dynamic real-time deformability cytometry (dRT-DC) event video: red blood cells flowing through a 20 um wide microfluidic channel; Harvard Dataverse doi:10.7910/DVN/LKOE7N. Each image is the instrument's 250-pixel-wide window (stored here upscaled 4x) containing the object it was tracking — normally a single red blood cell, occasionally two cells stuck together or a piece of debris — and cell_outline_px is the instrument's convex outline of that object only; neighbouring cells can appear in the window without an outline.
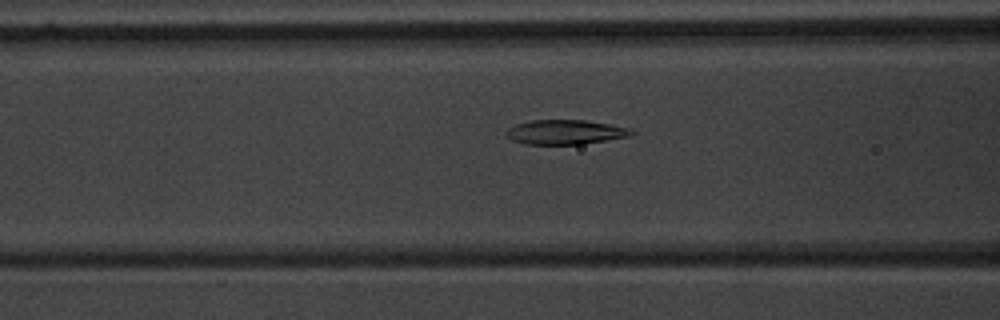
{"species": "common noctule bat (a hibernating species)", "species_latin": "Nyctalus noctula", "temperature_condition": "warm", "stored_images_in_passage": 52, "camera_frame_rate_fps": 3000, "um_per_image_px": 0.085, "animal": {"sex": "male", "body_mass_g": 20.1, "forearm_length_mm": 53.5}, "frame": {"image": 1, "passage_image": 20, "time_ms": 6.333, "image_size_px": [1000, 320], "cell_outline_px": [[636, 132], [632, 136], [580, 144], [524, 144], [512, 140], [504, 132], [508, 128], [516, 124], [532, 120], [584, 120], [608, 124], [628, 128]], "centroid_in_image_um": [48.04, 11.23], "position_along_channel_um": 118.6, "area_um2": 17.8}}
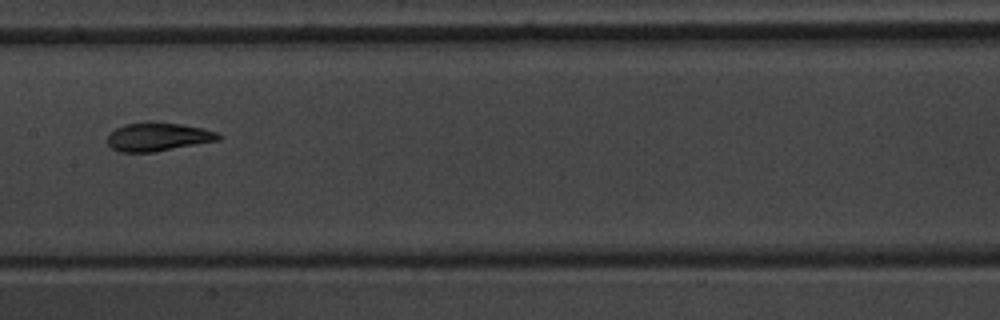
{"frame": {"image": 2, "passage_image": 26, "time_ms": 8.333, "image_size_px": [1000, 320], "cell_outline_px": [[224, 136], [220, 140], [152, 152], [120, 152], [112, 148], [108, 144], [108, 136], [116, 128], [124, 124], [148, 120], [152, 120], [180, 124], [204, 128], [220, 132]], "centroid_in_image_um": [13.47, 11.6], "position_along_channel_um": 193.9, "area_um2": 18.79}}
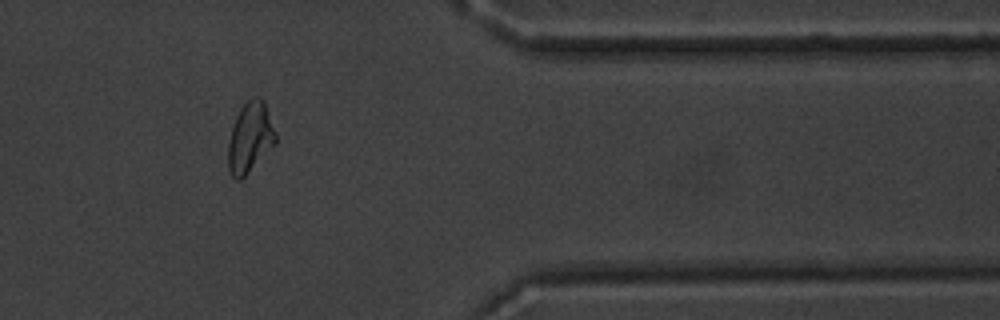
{"frame": {"image": 3, "passage_image": 43, "time_ms": 14.0, "image_size_px": [1000, 320], "cell_outline_px": [[276, 144], [240, 180], [236, 180], [232, 176], [228, 168], [228, 140], [236, 116], [240, 108], [252, 96], [260, 96], [264, 100], [276, 132]], "centroid_in_image_um": [21.26, 11.66], "position_along_channel_um": 390.1, "area_um2": 19.54}, "authors_computed_cell_mechanics": {"area_um2": 19.3341, "velocity_mm_per_s": 3.7571, "shape_relaxation_time_tau1_ms": 4.154, "shape_relaxation_time_tau2_ms": 1.5221, "deformation_change_tau1": 0.172, "deformation_change_tau2": 0.0626}}